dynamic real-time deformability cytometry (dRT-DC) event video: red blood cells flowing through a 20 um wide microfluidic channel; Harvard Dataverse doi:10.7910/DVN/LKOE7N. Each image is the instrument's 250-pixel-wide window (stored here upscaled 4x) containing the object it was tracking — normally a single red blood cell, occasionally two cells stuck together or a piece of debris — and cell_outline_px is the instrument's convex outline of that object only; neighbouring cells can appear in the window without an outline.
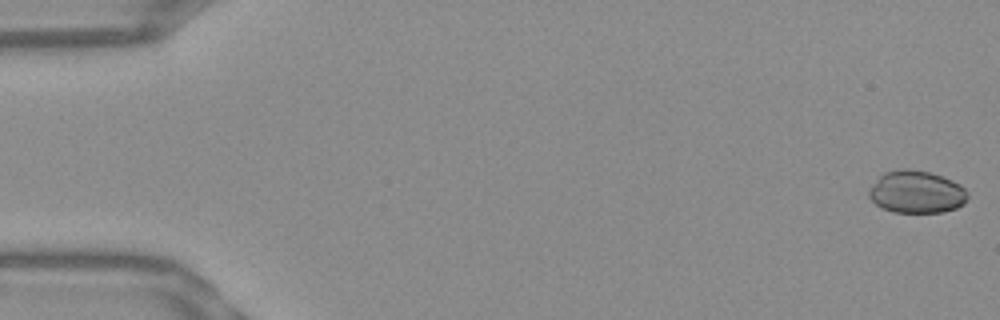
{"species": "Egyptian fruit bat (a non-hibernating species)", "species_latin": "Rousettus aegyptiacus", "temperature_condition": "warm", "stored_images_in_passage": 53, "camera_frame_rate_fps": 3000, "um_per_image_px": 0.085, "frame": {"image": 1, "passage_image": 1, "time_ms": 0.0, "image_size_px": [1000, 320], "cell_outline_px": [[968, 196], [964, 204], [956, 208], [944, 212], [892, 212], [876, 204], [868, 196], [868, 192], [876, 180], [884, 172], [900, 168], [908, 168], [932, 172], [952, 180], [960, 184], [968, 192]], "centroid_in_image_um": [77.92, 16.3], "position_along_channel_um": 7.1, "area_um2": 24.57}}
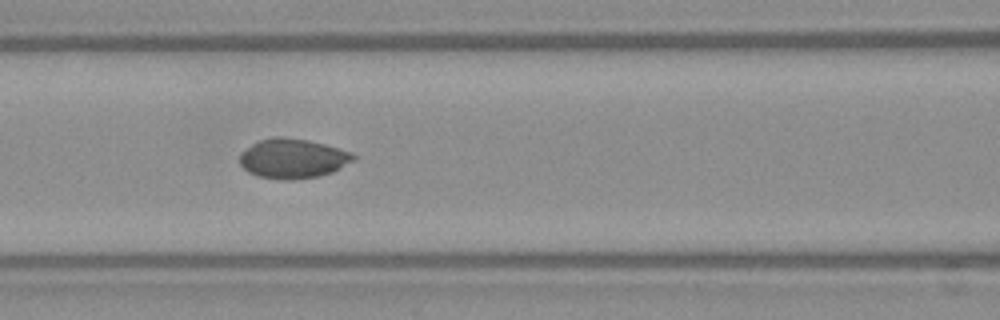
{"frame": {"image": 2, "passage_image": 23, "time_ms": 7.333, "image_size_px": [1000, 320], "cell_outline_px": [[356, 160], [332, 172], [316, 176], [296, 180], [284, 180], [256, 176], [248, 172], [240, 164], [240, 152], [252, 144], [260, 140], [276, 136], [280, 136], [308, 140], [340, 148], [352, 152], [356, 156]], "centroid_in_image_um": [24.9, 13.47], "position_along_channel_um": 141.7, "area_um2": 26.41}}
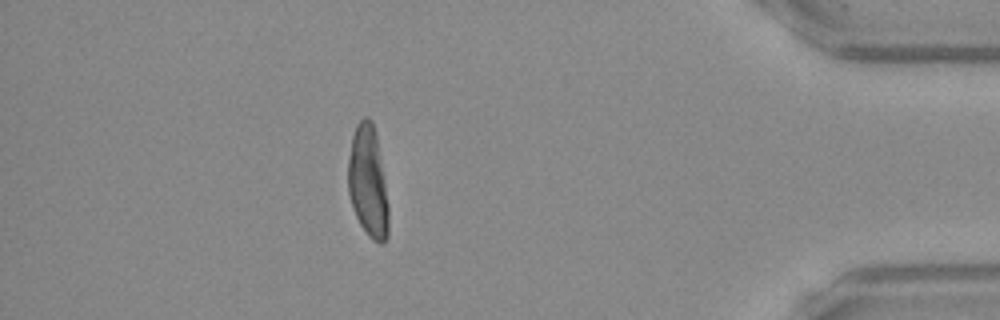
{"frame": {"image": 3, "passage_image": 47, "time_ms": 15.333, "image_size_px": [1000, 320], "cell_outline_px": [[388, 236], [384, 244], [380, 244], [372, 240], [368, 236], [360, 224], [356, 216], [348, 192], [348, 156], [352, 136], [356, 124], [364, 116], [368, 116], [372, 120], [376, 132], [388, 204]], "centroid_in_image_um": [31.27, 15.45], "position_along_channel_um": 403.9, "area_um2": 26.41}}